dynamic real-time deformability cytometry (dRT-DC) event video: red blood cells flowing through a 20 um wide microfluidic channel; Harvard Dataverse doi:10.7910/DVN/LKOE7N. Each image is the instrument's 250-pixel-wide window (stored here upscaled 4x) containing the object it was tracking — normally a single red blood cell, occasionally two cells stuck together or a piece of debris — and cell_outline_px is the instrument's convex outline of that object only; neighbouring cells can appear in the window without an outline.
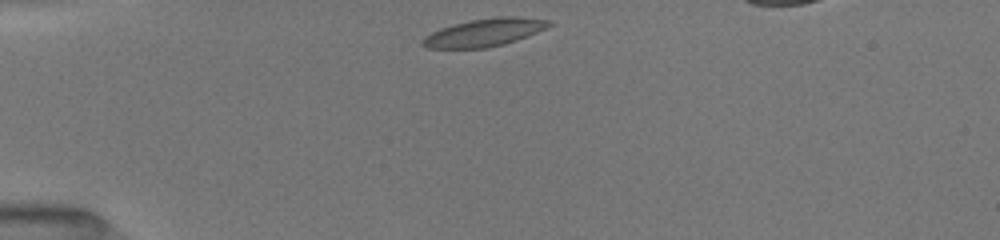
{"species": "common noctule bat (a hibernating species)", "species_latin": "Nyctalus noctula", "temperature_condition": "room temperature", "stored_images_in_passage": 45, "camera_frame_rate_fps": 3000, "um_per_image_px": 0.085, "animal": {"sex": "female", "body_mass_g": 19.5, "forearm_length_mm": 54.1}, "frame": {"image": 1, "passage_image": 1, "time_ms": 0.0, "image_size_px": [1000, 240], "cell_outline_px": [[556, 24], [516, 40], [504, 44], [484, 48], [428, 48], [420, 44], [420, 40], [424, 36], [440, 28], [452, 24], [472, 20], [500, 16], [516, 16], [552, 20]], "centroid_in_image_um": [41.18, 2.75], "position_along_channel_um": 43.8, "area_um2": 20.58}}
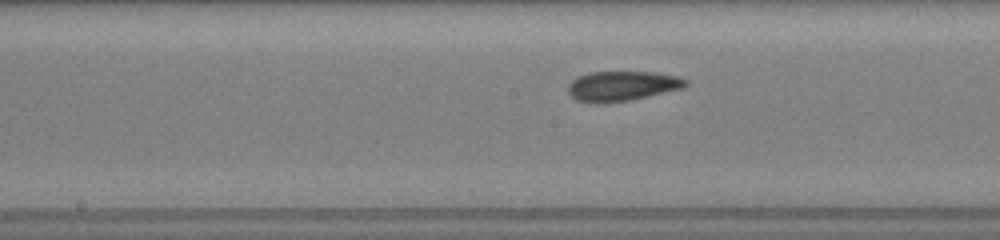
{"frame": {"image": 2, "passage_image": 23, "time_ms": 4.667, "image_size_px": [1000, 240], "cell_outline_px": [[688, 84], [684, 88], [648, 96], [628, 100], [600, 104], [576, 100], [568, 92], [568, 84], [572, 80], [588, 72], [652, 72], [676, 76], [688, 80]], "centroid_in_image_um": [52.87, 7.31], "position_along_channel_um": 195.3, "area_um2": 20.4}}
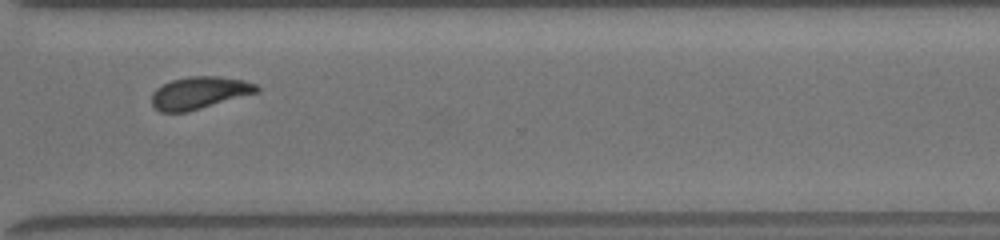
{"frame": {"image": 3, "passage_image": 44, "time_ms": 8.667, "image_size_px": [1000, 240], "cell_outline_px": [[260, 92], [188, 112], [160, 112], [152, 104], [152, 92], [156, 88], [172, 80], [188, 76], [216, 76], [244, 80], [256, 84], [260, 88]], "centroid_in_image_um": [16.97, 7.89], "position_along_channel_um": 353.6, "area_um2": 19.88}}